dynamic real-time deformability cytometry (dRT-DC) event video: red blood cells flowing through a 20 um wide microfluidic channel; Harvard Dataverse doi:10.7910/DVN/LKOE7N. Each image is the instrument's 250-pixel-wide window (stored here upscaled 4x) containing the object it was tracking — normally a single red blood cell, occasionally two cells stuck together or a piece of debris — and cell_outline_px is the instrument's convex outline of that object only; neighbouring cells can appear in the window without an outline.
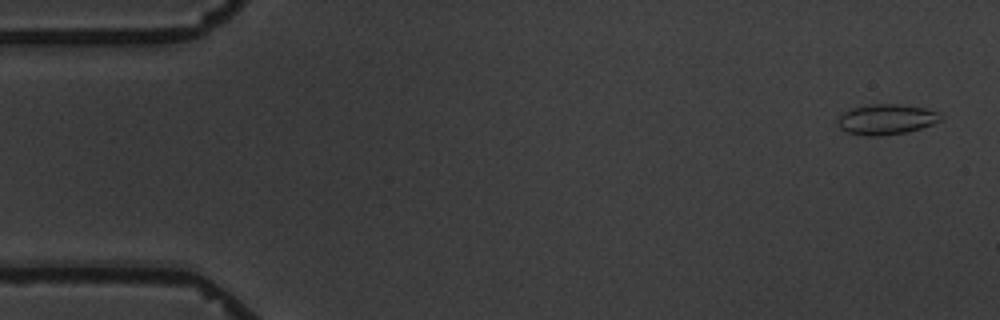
{"species": "common noctule bat (a hibernating species)", "species_latin": "Nyctalus noctula", "temperature_condition": "warm", "stored_images_in_passage": 5, "camera_frame_rate_fps": 3000, "um_per_image_px": 0.085, "animal": {"sex": "male", "body_mass_g": 19.5, "forearm_length_mm": 54.6}, "frame": {"image": 1, "passage_image": 1, "time_ms": 0.0, "image_size_px": [1000, 320], "cell_outline_px": [[940, 120], [932, 124], [920, 128], [904, 132], [880, 136], [864, 136], [848, 132], [840, 128], [836, 120], [844, 112], [852, 108], [872, 104], [900, 104], [924, 108], [936, 112], [940, 116]], "centroid_in_image_um": [75.28, 10.15], "position_along_channel_um": 9.7, "area_um2": 17.92}}
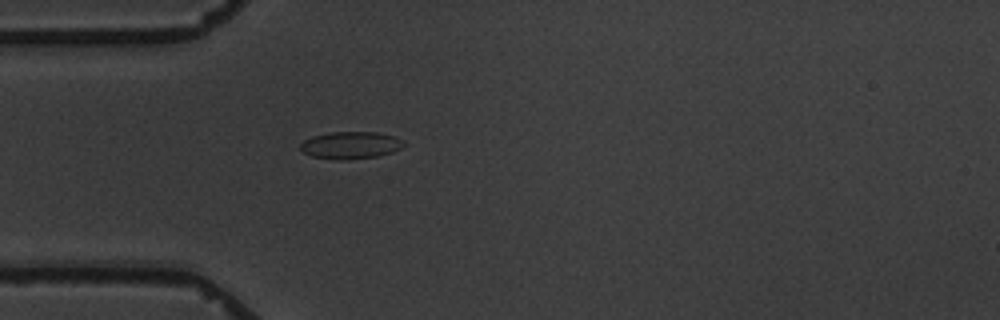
{"frame": {"image": 2, "passage_image": 5, "time_ms": 4.667, "image_size_px": [1000, 320], "cell_outline_px": [[404, 144], [400, 148], [392, 152], [376, 156], [344, 160], [336, 160], [312, 156], [304, 152], [300, 148], [300, 144], [304, 140], [312, 136], [328, 132], [376, 132], [396, 136], [404, 140]], "centroid_in_image_um": [29.8, 12.33], "position_along_channel_um": 55.2, "area_um2": 16.42}}